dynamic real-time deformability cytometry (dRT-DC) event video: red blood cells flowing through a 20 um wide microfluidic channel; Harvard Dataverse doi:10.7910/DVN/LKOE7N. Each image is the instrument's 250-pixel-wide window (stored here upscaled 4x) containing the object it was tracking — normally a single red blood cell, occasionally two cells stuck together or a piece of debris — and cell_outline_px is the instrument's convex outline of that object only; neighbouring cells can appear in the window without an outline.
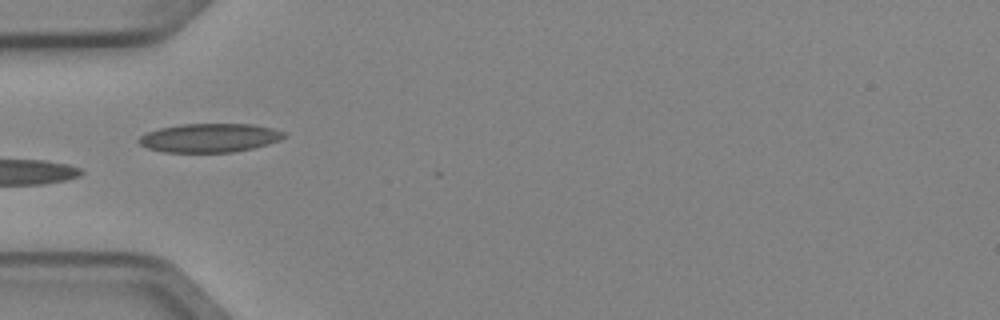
{"species": "Egyptian fruit bat (a non-hibernating species)", "species_latin": "Rousettus aegyptiacus", "temperature_condition": "cold", "stored_images_in_passage": 5, "camera_frame_rate_fps": 3000, "um_per_image_px": 0.085, "animal": {"sex": "female"}, "frame": {"image": 1, "passage_image": 5, "time_ms": 1.333, "image_size_px": [1000, 320], "cell_outline_px": [[288, 136], [280, 140], [268, 144], [252, 148], [232, 152], [164, 152], [148, 148], [140, 144], [136, 140], [140, 136], [148, 132], [160, 128], [180, 124], [252, 124], [272, 128], [284, 132]], "centroid_in_image_um": [17.83, 11.71], "position_along_channel_um": 67.2, "area_um2": 24.33}}